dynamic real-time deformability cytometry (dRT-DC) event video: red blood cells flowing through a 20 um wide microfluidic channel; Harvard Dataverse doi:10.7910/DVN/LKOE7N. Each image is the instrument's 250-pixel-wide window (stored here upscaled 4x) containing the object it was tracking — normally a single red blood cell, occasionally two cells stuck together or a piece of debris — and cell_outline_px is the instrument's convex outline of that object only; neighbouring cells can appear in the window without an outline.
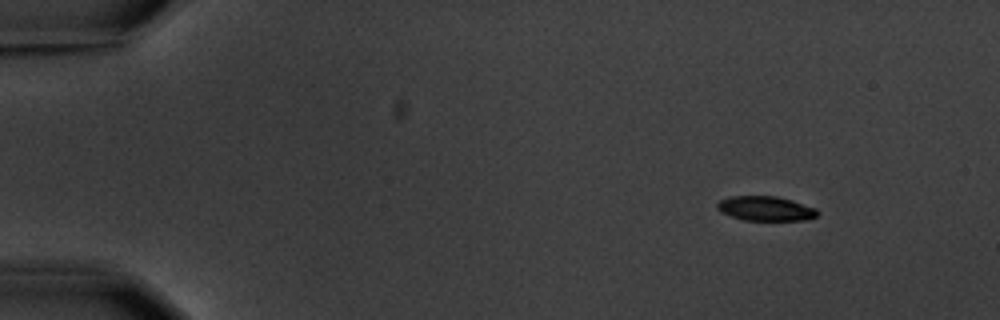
{"species": "common noctule bat (a hibernating species)", "species_latin": "Nyctalus noctula", "temperature_condition": "warm", "stored_images_in_passage": 4, "camera_frame_rate_fps": 3000, "um_per_image_px": 0.085, "animal": {"sex": "male", "body_mass_g": 20.1, "forearm_length_mm": 53.5}, "frame": {"image": 1, "passage_image": 1, "time_ms": 0.0, "image_size_px": [1000, 320], "cell_outline_px": [[820, 212], [816, 216], [804, 220], [744, 220], [732, 216], [716, 208], [716, 204], [720, 200], [728, 196], [776, 196], [792, 200], [816, 208]], "centroid_in_image_um": [65.09, 17.71], "position_along_channel_um": 19.9, "area_um2": 14.28}}
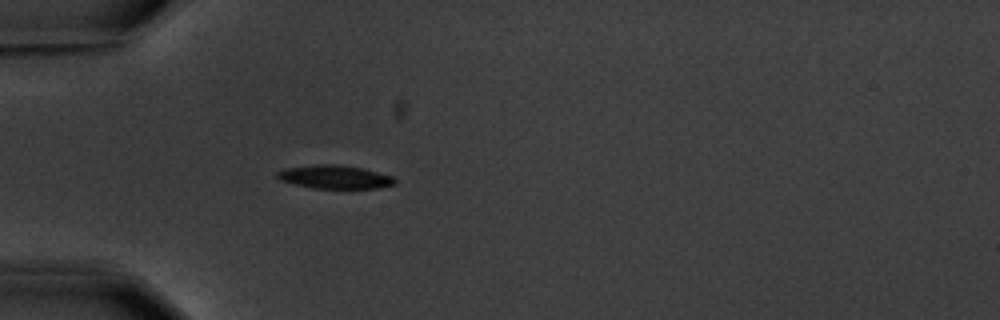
{"frame": {"image": 2, "passage_image": 4, "time_ms": 3.667, "image_size_px": [1000, 320], "cell_outline_px": [[396, 184], [380, 188], [312, 188], [280, 180], [276, 176], [276, 172], [284, 168], [316, 164], [332, 164], [360, 168], [392, 176], [396, 180]], "centroid_in_image_um": [28.43, 15.04], "position_along_channel_um": 56.6, "area_um2": 15.9}}